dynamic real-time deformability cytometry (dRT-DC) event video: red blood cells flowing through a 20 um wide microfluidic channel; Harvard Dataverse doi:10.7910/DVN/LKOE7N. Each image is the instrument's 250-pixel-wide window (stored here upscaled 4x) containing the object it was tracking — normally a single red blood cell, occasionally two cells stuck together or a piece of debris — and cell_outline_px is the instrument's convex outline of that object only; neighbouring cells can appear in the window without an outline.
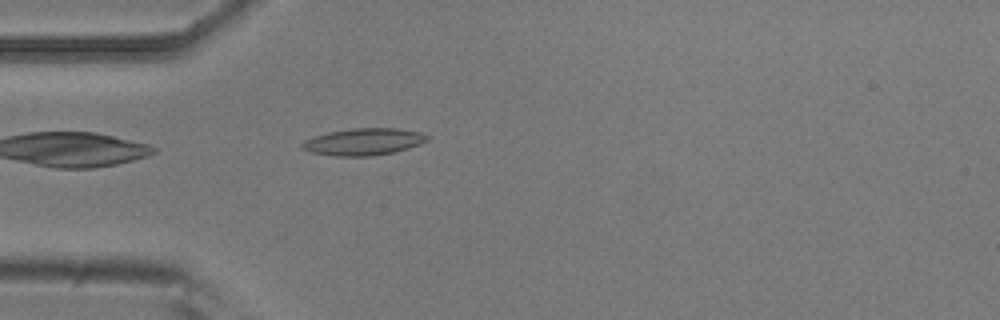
{"species": "common noctule bat (a hibernating species)", "species_latin": "Nyctalus noctula", "temperature_condition": "room temperature", "stored_images_in_passage": 5, "camera_frame_rate_fps": 3000, "um_per_image_px": 0.085, "animal": {"sex": "male", "body_mass_g": 20.5, "forearm_length_mm": 52.5}, "frame": {"image": 1, "passage_image": 5, "time_ms": 1.333, "image_size_px": [1000, 320], "cell_outline_px": [[428, 140], [420, 144], [396, 152], [372, 156], [336, 156], [312, 152], [300, 148], [300, 144], [304, 140], [328, 132], [352, 128], [396, 128], [420, 132], [428, 136]], "centroid_in_image_um": [30.9, 12.05], "position_along_channel_um": 54.1, "area_um2": 19.65}}